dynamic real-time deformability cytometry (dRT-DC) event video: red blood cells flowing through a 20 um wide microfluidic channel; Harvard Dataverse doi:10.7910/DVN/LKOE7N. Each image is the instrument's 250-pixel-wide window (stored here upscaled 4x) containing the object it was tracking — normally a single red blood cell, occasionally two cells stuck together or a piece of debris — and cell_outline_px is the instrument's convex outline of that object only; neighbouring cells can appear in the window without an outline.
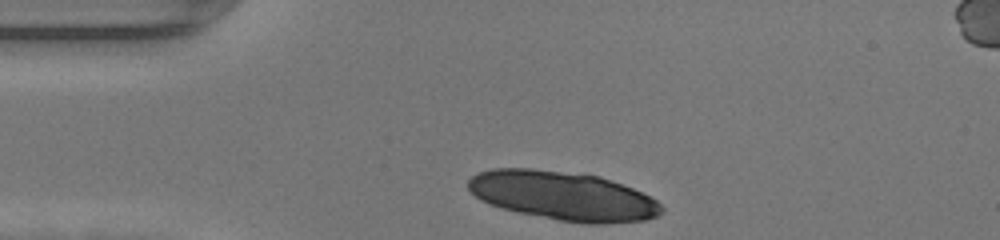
{"species": "human", "species_latin": "Homo sapiens", "temperature_condition": "warm", "stored_images_in_passage": 28, "camera_frame_rate_fps": 3000, "um_per_image_px": 0.085, "donor": {"sex": "female"}, "frame": {"image": 1, "passage_image": 1, "time_ms": 0.0, "image_size_px": [1000, 240], "cell_outline_px": [[664, 208], [656, 216], [644, 220], [604, 224], [584, 224], [560, 220], [520, 212], [504, 208], [480, 200], [468, 188], [468, 180], [472, 176], [480, 172], [492, 168], [532, 168], [600, 176], [632, 188], [656, 200]], "centroid_in_image_um": [47.86, 16.64], "position_along_channel_um": 37.1, "area_um2": 54.56}}